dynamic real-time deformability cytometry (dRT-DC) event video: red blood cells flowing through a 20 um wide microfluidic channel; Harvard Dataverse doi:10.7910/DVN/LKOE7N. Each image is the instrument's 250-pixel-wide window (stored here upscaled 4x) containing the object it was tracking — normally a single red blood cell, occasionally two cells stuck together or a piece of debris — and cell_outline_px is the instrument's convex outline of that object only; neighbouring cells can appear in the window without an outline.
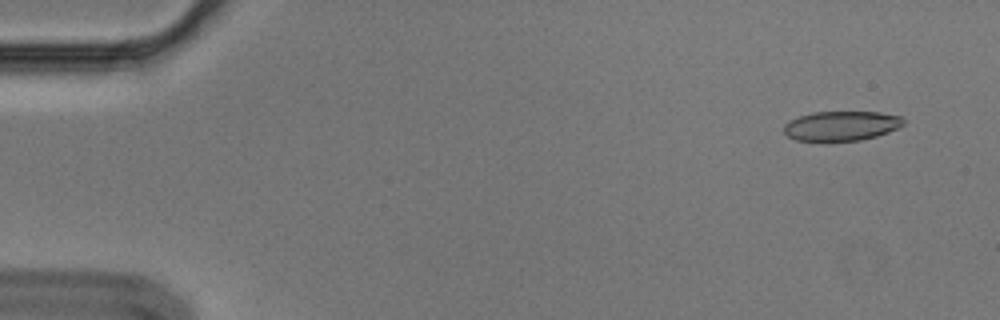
{"species": "Egyptian fruit bat (a non-hibernating species)", "species_latin": "Rousettus aegyptiacus", "temperature_condition": "cold", "stored_images_in_passage": 4, "camera_frame_rate_fps": 3000, "um_per_image_px": 0.085, "animal": {"sex": "male"}, "frame": {"image": 1, "passage_image": 1, "time_ms": 0.0, "image_size_px": [1000, 320], "cell_outline_px": [[904, 124], [888, 132], [876, 136], [860, 140], [824, 144], [796, 140], [788, 136], [784, 132], [784, 124], [788, 120], [812, 112], [880, 112], [900, 116], [904, 120]], "centroid_in_image_um": [71.45, 10.74], "position_along_channel_um": 13.6, "area_um2": 21.33}}
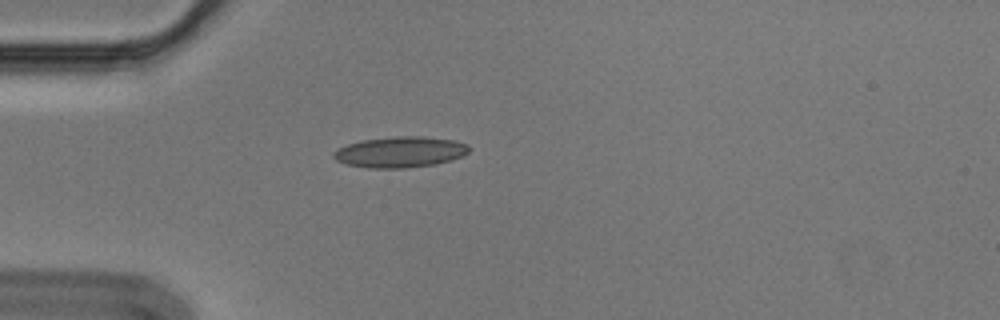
{"frame": {"image": 2, "passage_image": 4, "time_ms": 1.0, "image_size_px": [1000, 320], "cell_outline_px": [[472, 148], [464, 156], [452, 160], [436, 164], [404, 168], [368, 168], [348, 164], [336, 160], [332, 156], [332, 152], [336, 148], [348, 144], [364, 140], [396, 136], [424, 136], [452, 140], [468, 144]], "centroid_in_image_um": [34.04, 12.92], "position_along_channel_um": 51.0, "area_um2": 24.51}}